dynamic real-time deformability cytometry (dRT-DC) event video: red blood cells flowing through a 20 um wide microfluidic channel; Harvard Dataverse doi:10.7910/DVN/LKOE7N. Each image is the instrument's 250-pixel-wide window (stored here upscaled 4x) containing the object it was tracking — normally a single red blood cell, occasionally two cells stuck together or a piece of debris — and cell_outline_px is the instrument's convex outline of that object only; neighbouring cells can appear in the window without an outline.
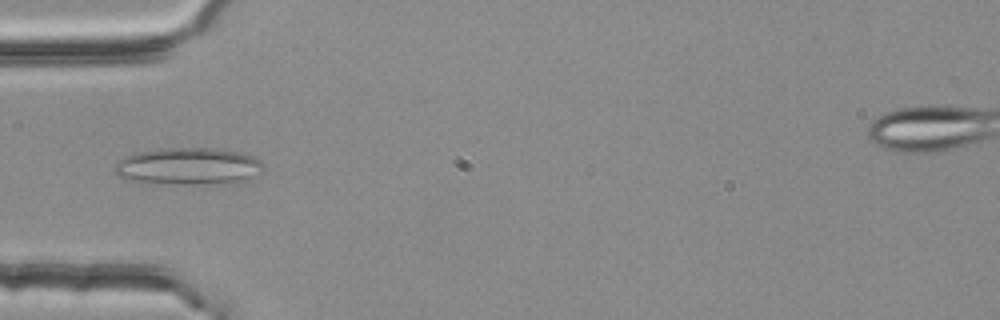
{"species": "common noctule bat (a hibernating species)", "species_latin": "Nyctalus noctula", "temperature_condition": "room temperature", "stored_images_in_passage": 6, "camera_frame_rate_fps": 3000, "um_per_image_px": 0.085, "animal": {"sex": "female", "body_mass_g": 25.1}, "frame": {"image": 1, "passage_image": 2, "time_ms": 0.333, "image_size_px": [1000, 320], "cell_outline_px": [[264, 168], [240, 184], [148, 184], [132, 180], [120, 176], [116, 172], [116, 164], [120, 160], [136, 152], [160, 148], [216, 148], [240, 152], [252, 156], [260, 160], [264, 164]], "centroid_in_image_um": [16.06, 14.15], "position_along_channel_um": 68.9, "area_um2": 32.54}}